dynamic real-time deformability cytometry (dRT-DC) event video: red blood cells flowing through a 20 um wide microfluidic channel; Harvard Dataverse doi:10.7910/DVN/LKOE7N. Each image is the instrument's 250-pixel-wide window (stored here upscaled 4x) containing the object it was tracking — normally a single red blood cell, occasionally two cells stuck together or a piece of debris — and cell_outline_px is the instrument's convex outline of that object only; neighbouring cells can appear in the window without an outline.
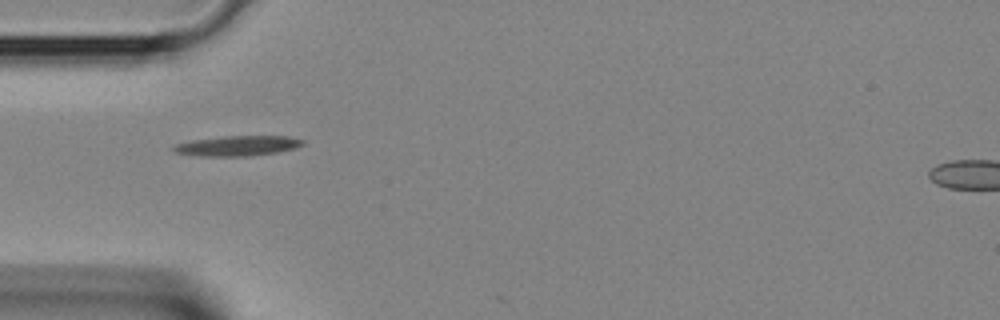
{"species": "Egyptian fruit bat (a non-hibernating species)", "species_latin": "Rousettus aegyptiacus", "temperature_condition": "room temperature", "stored_images_in_passage": 4, "camera_frame_rate_fps": 3000, "um_per_image_px": 0.085, "animal": {"sex": "female"}, "frame": {"image": 1, "passage_image": 1, "time_ms": 0.0, "image_size_px": [1000, 320], "cell_outline_px": [[304, 144], [296, 148], [276, 152], [248, 156], [200, 156], [176, 152], [172, 148], [176, 144], [192, 140], [224, 136], [288, 136], [304, 140]], "centroid_in_image_um": [20.22, 12.39], "position_along_channel_um": 64.8, "area_um2": 15.03}}
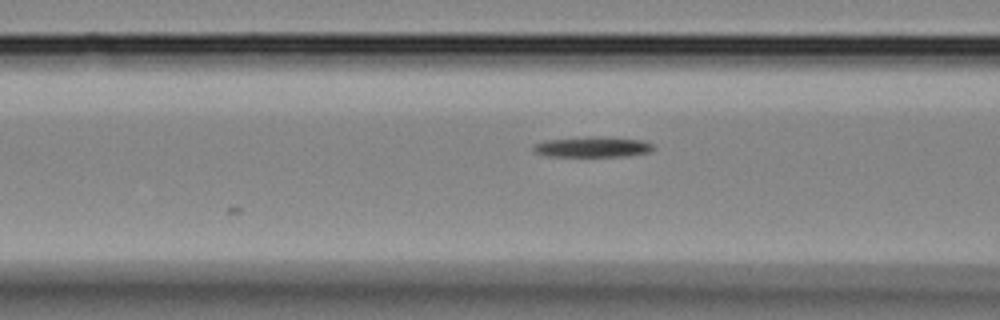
{"frame": {"image": 2, "passage_image": 4, "time_ms": 1.0, "image_size_px": [1000, 320], "cell_outline_px": [[656, 148], [648, 152], [628, 156], [544, 156], [532, 152], [532, 144], [544, 140], [596, 136], [644, 140], [652, 144]], "centroid_in_image_um": [50.32, 12.49], "position_along_channel_um": 116.3, "area_um2": 14.51}}